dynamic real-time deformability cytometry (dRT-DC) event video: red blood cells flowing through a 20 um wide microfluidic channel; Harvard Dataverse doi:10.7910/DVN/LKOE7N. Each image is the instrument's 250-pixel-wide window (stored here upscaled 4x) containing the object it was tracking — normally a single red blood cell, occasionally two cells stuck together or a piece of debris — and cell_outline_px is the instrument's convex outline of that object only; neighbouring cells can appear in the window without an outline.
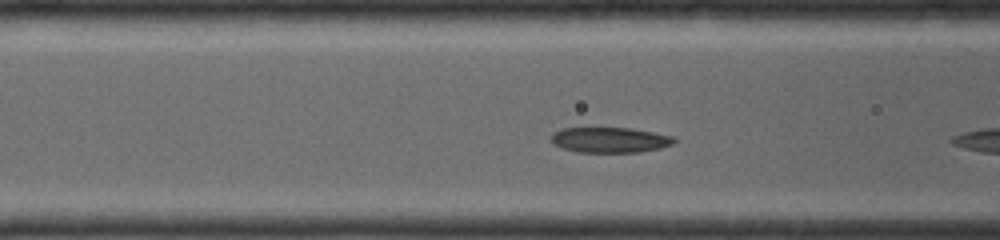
{"species": "common noctule bat (a hibernating species)", "species_latin": "Nyctalus noctula", "temperature_condition": "room temperature", "stored_images_in_passage": 34, "camera_frame_rate_fps": 4000, "um_per_image_px": 0.085, "animal": {"sex": "female", "body_mass_g": 19.0, "forearm_length_mm": 56.7}, "frame": {"image": 1, "passage_image": 6, "time_ms": 1.5, "image_size_px": [1000, 240], "cell_outline_px": [[676, 140], [672, 144], [660, 148], [640, 152], [576, 152], [564, 148], [556, 144], [552, 140], [552, 132], [560, 128], [628, 128], [676, 136]], "centroid_in_image_um": [51.87, 11.89], "position_along_channel_um": 114.7, "area_um2": 18.09}}
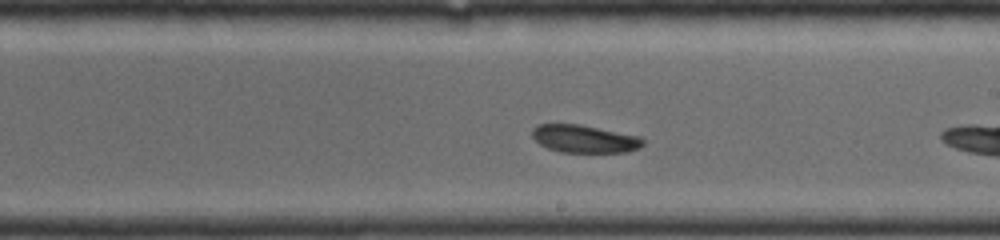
{"frame": {"image": 2, "passage_image": 16, "time_ms": 4.25, "image_size_px": [1000, 240], "cell_outline_px": [[644, 144], [640, 148], [628, 152], [560, 152], [548, 148], [540, 144], [532, 136], [532, 128], [536, 124], [580, 124], [640, 136], [644, 140]], "centroid_in_image_um": [49.69, 11.8], "position_along_channel_um": 239.3, "area_um2": 18.03}}
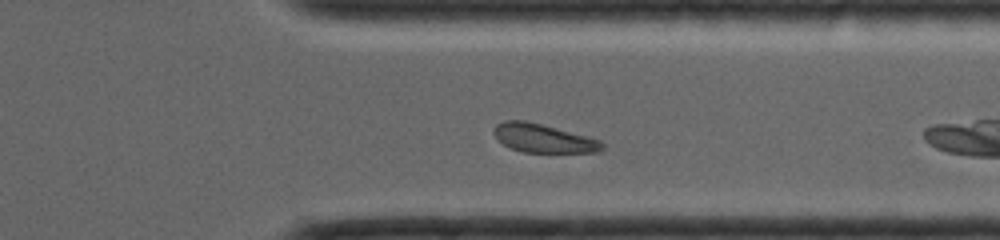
{"frame": {"image": 3, "passage_image": 26, "time_ms": 7.0, "image_size_px": [1000, 240], "cell_outline_px": [[604, 148], [600, 152], [524, 152], [512, 148], [504, 144], [492, 132], [496, 124], [504, 120], [524, 120], [556, 128], [600, 140], [604, 144]], "centroid_in_image_um": [46.18, 11.75], "position_along_channel_um": 365.2, "area_um2": 17.74}}